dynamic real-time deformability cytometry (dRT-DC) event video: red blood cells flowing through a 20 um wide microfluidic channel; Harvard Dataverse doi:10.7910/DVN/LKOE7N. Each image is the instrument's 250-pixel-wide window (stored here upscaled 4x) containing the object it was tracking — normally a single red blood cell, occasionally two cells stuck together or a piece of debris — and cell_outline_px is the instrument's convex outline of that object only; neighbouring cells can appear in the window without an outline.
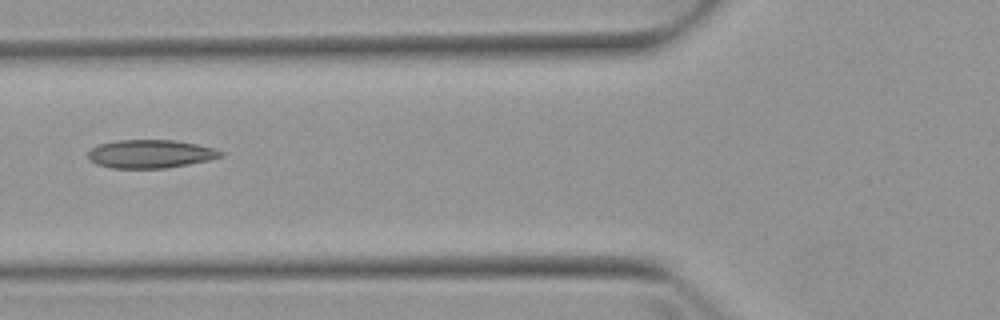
{"species": "Egyptian fruit bat (a non-hibernating species)", "species_latin": "Rousettus aegyptiacus", "temperature_condition": "warm", "stored_images_in_passage": 6, "camera_frame_rate_fps": 3000, "um_per_image_px": 0.085, "animal": {"sex": "female"}, "frame": {"image": 1, "passage_image": 6, "time_ms": 6.0, "image_size_px": [1000, 320], "cell_outline_px": [[224, 156], [208, 160], [188, 164], [164, 168], [112, 168], [96, 164], [88, 160], [88, 152], [92, 148], [100, 144], [116, 140], [176, 140], [196, 144], [212, 148], [224, 152]], "centroid_in_image_um": [12.77, 13.08], "position_along_channel_um": 113.0, "area_um2": 21.85}}